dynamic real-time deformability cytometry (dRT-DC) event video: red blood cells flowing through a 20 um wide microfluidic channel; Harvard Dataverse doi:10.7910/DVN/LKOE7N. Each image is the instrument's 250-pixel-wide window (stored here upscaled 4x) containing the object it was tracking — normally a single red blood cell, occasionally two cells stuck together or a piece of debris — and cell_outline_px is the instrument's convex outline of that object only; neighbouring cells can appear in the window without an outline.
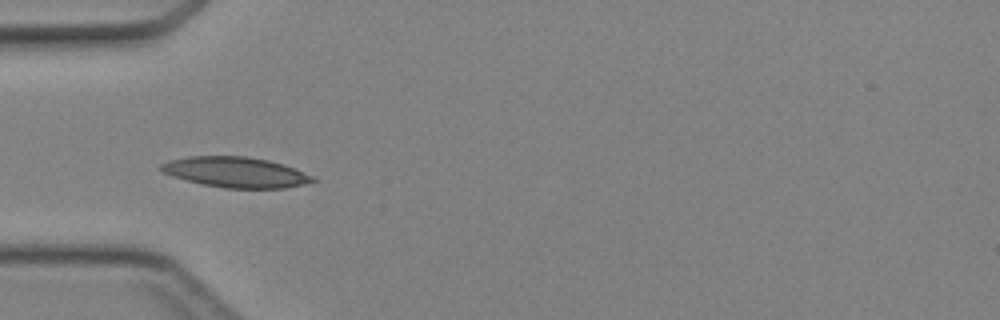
{"species": "Egyptian fruit bat (a non-hibernating species)", "species_latin": "Rousettus aegyptiacus", "temperature_condition": "cold", "stored_images_in_passage": 32, "camera_frame_rate_fps": 3000, "um_per_image_px": 0.085, "animal": {"sex": "female"}, "frame": {"image": 1, "passage_image": 1, "time_ms": 0.0, "image_size_px": [1000, 320], "cell_outline_px": [[316, 180], [304, 184], [284, 188], [224, 188], [200, 184], [172, 176], [156, 168], [160, 164], [168, 160], [188, 156], [248, 156], [268, 160], [284, 164], [312, 176]], "centroid_in_image_um": [19.97, 14.63], "position_along_channel_um": 65.0, "area_um2": 26.99}}
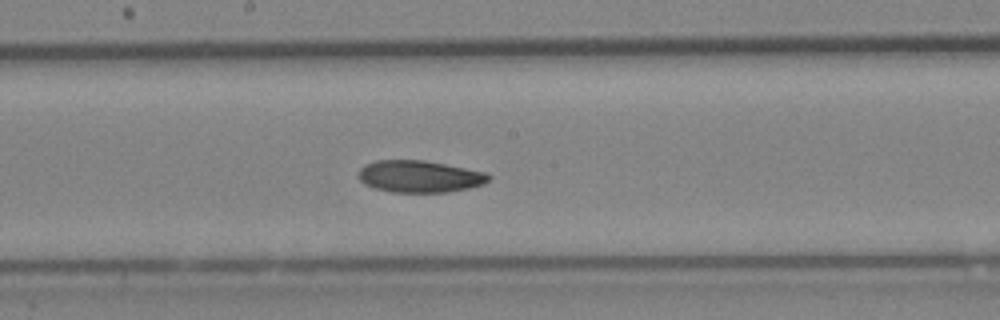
{"frame": {"image": 2, "passage_image": 11, "time_ms": 3.333, "image_size_px": [1000, 320], "cell_outline_px": [[492, 176], [484, 184], [468, 188], [448, 192], [392, 192], [376, 188], [364, 184], [360, 180], [360, 168], [364, 164], [376, 160], [424, 160], [488, 172]], "centroid_in_image_um": [35.69, 14.99], "position_along_channel_um": 212.5, "area_um2": 24.28}}
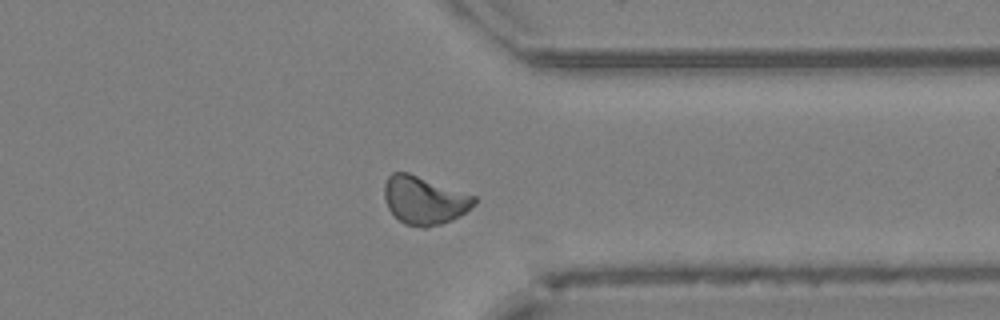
{"frame": {"image": 3, "passage_image": 22, "time_ms": 7.0, "image_size_px": [1000, 320], "cell_outline_px": [[476, 204], [460, 216], [452, 220], [428, 228], [420, 228], [404, 224], [388, 208], [384, 196], [384, 184], [388, 176], [392, 172], [408, 172], [476, 196]], "centroid_in_image_um": [36.07, 17.03], "position_along_channel_um": 375.3, "area_um2": 25.32}}